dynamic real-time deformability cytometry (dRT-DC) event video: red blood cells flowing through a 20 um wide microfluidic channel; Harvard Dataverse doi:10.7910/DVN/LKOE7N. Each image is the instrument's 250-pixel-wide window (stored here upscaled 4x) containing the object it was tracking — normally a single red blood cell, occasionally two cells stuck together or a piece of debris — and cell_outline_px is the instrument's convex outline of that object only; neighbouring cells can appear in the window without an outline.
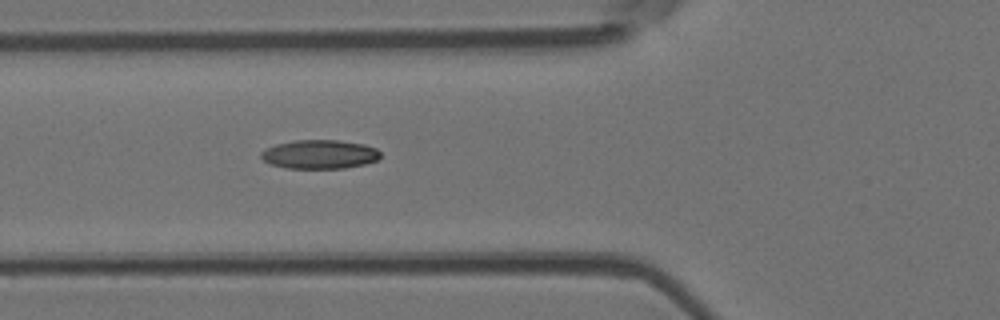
{"species": "Egyptian fruit bat (a non-hibernating species)", "species_latin": "Rousettus aegyptiacus", "temperature_condition": "room temperature", "stored_images_in_passage": 5, "camera_frame_rate_fps": 3000, "um_per_image_px": 0.085, "animal": {"sex": "female"}, "frame": {"image": 1, "passage_image": 5, "time_ms": 5.333, "image_size_px": [1000, 320], "cell_outline_px": [[380, 156], [376, 160], [364, 164], [344, 168], [288, 168], [268, 164], [260, 156], [260, 152], [276, 144], [296, 140], [336, 140], [364, 144], [376, 148], [380, 152]], "centroid_in_image_um": [27.15, 13.12], "position_along_channel_um": 98.6, "area_um2": 20.0}}